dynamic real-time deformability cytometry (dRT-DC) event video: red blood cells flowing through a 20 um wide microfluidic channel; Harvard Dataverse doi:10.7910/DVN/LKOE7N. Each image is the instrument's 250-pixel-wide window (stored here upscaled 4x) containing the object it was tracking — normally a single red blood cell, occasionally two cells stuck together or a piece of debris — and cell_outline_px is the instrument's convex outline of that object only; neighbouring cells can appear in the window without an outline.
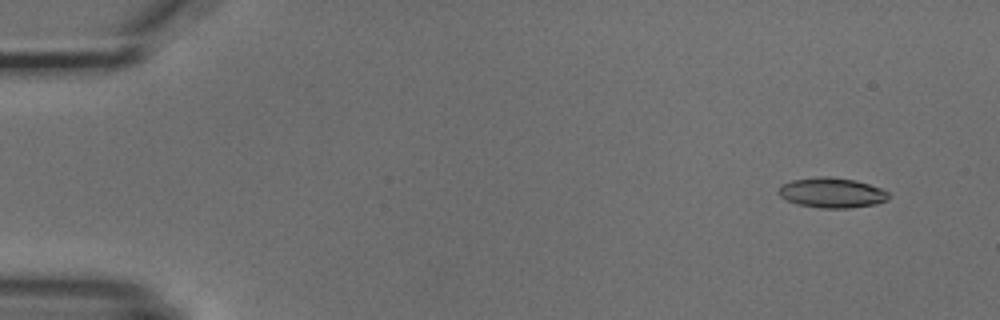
{"species": "common noctule bat (a hibernating species)", "species_latin": "Nyctalus noctula", "temperature_condition": "cold", "stored_images_in_passage": 7, "camera_frame_rate_fps": 3000, "um_per_image_px": 0.085, "animal": {"sex": "male", "body_mass_g": 18.8}, "frame": {"image": 1, "passage_image": 1, "time_ms": 0.0, "image_size_px": [1000, 320], "cell_outline_px": [[888, 200], [876, 204], [848, 208], [820, 208], [796, 204], [780, 196], [780, 184], [792, 180], [820, 176], [828, 176], [856, 180], [880, 188], [888, 192]], "centroid_in_image_um": [70.71, 16.38], "position_along_channel_um": 14.3, "area_um2": 19.25}}
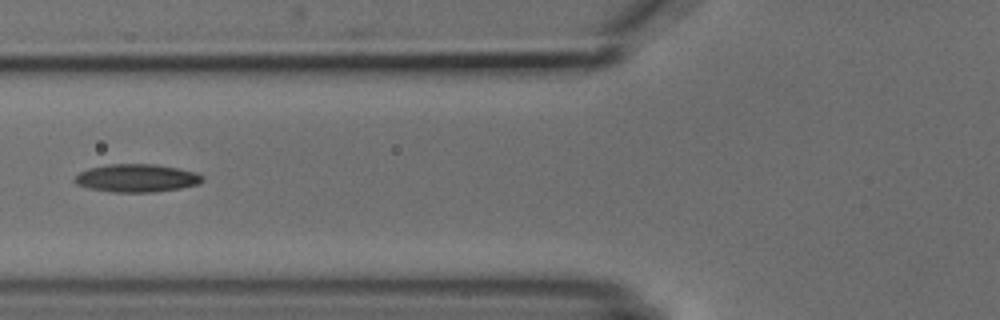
{"frame": {"image": 2, "passage_image": 6, "time_ms": 5.667, "image_size_px": [1000, 320], "cell_outline_px": [[204, 180], [200, 184], [180, 188], [152, 192], [112, 192], [88, 188], [76, 184], [72, 180], [80, 172], [88, 168], [108, 164], [156, 164], [196, 172], [204, 176]], "centroid_in_image_um": [11.62, 15.14], "position_along_channel_um": 114.2, "area_um2": 20.92}}
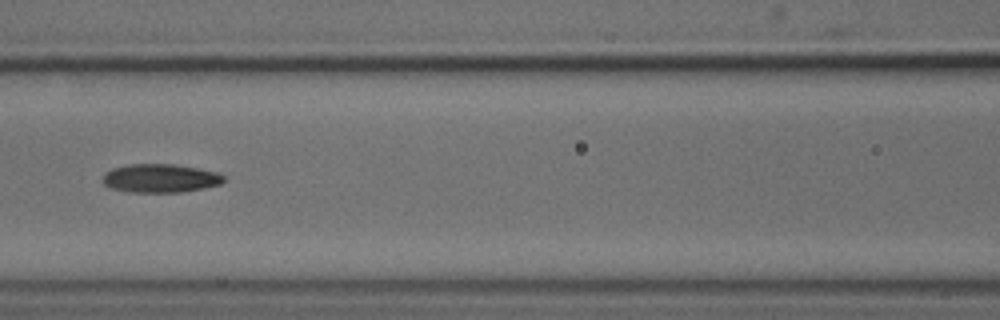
{"frame": {"image": 3, "passage_image": 7, "time_ms": 6.667, "image_size_px": [1000, 320], "cell_outline_px": [[224, 180], [220, 184], [204, 188], [180, 192], [128, 192], [112, 188], [104, 184], [104, 172], [112, 168], [128, 164], [172, 164], [220, 172], [224, 176]], "centroid_in_image_um": [13.63, 15.15], "position_along_channel_um": 153.0, "area_um2": 20.11}}